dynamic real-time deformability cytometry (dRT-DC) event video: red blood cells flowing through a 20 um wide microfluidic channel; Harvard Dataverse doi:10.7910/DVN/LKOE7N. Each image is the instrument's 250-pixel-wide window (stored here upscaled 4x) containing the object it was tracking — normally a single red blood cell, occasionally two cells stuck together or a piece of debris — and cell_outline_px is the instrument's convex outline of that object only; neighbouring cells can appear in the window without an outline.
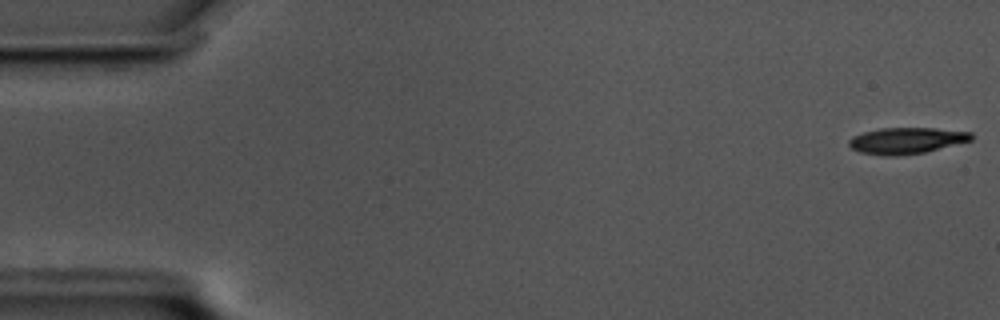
{"species": "common noctule bat (a hibernating species)", "species_latin": "Nyctalus noctula", "temperature_condition": "cold", "stored_images_in_passage": 33, "camera_frame_rate_fps": 3000, "um_per_image_px": 0.085, "animal": {"sex": "male", "body_mass_g": 17.5, "forearm_length_mm": 52.3}, "frame": {"image": 1, "passage_image": 1, "time_ms": 0.0, "image_size_px": [1000, 320], "cell_outline_px": [[972, 140], [924, 152], [896, 156], [888, 156], [860, 152], [852, 148], [848, 144], [848, 140], [852, 136], [864, 132], [880, 128], [936, 128], [972, 132]], "centroid_in_image_um": [77.03, 11.94], "position_along_channel_um": 8.0, "area_um2": 18.61}}
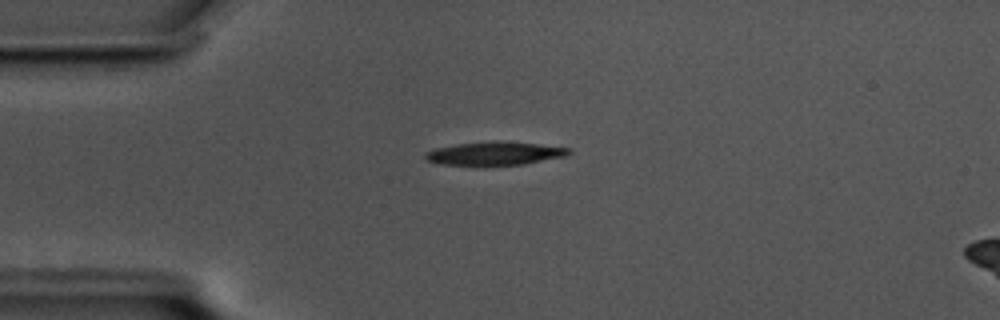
{"frame": {"image": 2, "passage_image": 14, "time_ms": 4.333, "image_size_px": [1000, 320], "cell_outline_px": [[572, 152], [564, 156], [520, 164], [440, 164], [424, 160], [424, 152], [432, 148], [456, 144], [536, 144], [572, 148]], "centroid_in_image_um": [41.96, 13.07], "position_along_channel_um": 43.0, "area_um2": 18.09}}
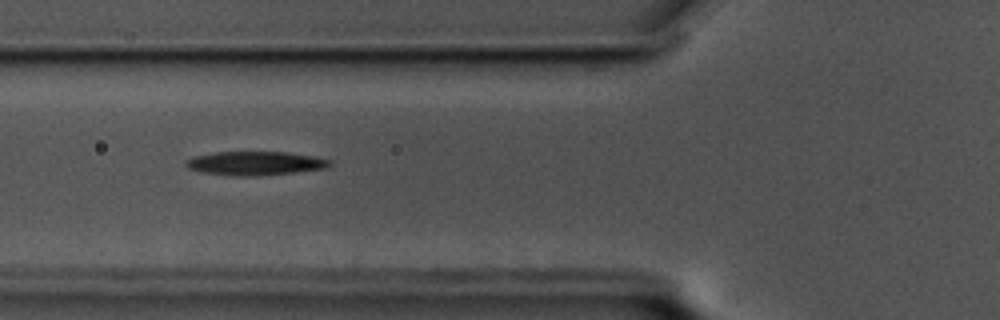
{"frame": {"image": 3, "passage_image": 21, "time_ms": 6.667, "image_size_px": [1000, 320], "cell_outline_px": [[332, 164], [324, 168], [292, 172], [248, 176], [236, 176], [204, 172], [188, 168], [184, 164], [184, 160], [196, 156], [216, 152], [284, 152], [316, 156], [332, 160]], "centroid_in_image_um": [21.68, 13.86], "position_along_channel_um": 104.1, "area_um2": 19.65}}